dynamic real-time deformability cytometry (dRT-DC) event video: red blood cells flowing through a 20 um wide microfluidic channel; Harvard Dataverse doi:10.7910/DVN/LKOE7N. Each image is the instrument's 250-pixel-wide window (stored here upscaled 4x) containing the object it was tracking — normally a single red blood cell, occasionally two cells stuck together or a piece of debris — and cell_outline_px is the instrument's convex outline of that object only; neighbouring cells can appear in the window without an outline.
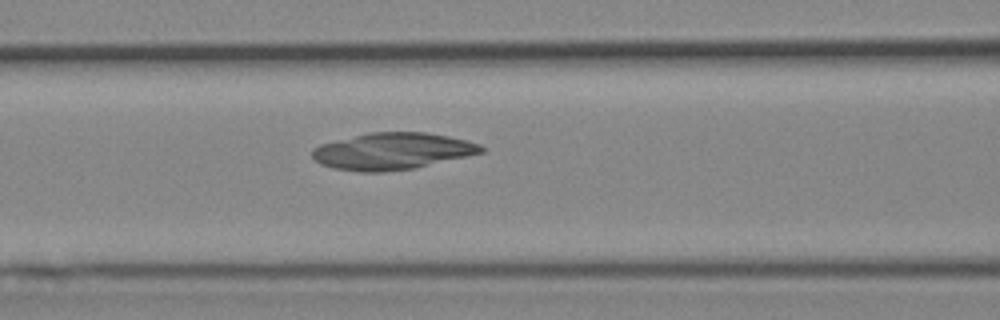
{"species": "Egyptian fruit bat (a non-hibernating species)", "species_latin": "Rousettus aegyptiacus", "temperature_condition": "cold", "stored_images_in_passage": 46, "camera_frame_rate_fps": 3000, "um_per_image_px": 0.085, "animal": {"sex": "female"}, "frame": {"image": 1, "passage_image": 22, "time_ms": 7.0, "image_size_px": [1000, 320], "cell_outline_px": [[484, 152], [468, 156], [416, 168], [384, 172], [360, 172], [332, 168], [320, 164], [312, 156], [312, 148], [320, 144], [368, 132], [424, 132], [448, 136], [468, 140], [480, 144], [484, 148]], "centroid_in_image_um": [33.35, 12.85], "position_along_channel_um": 133.2, "area_um2": 36.41}}
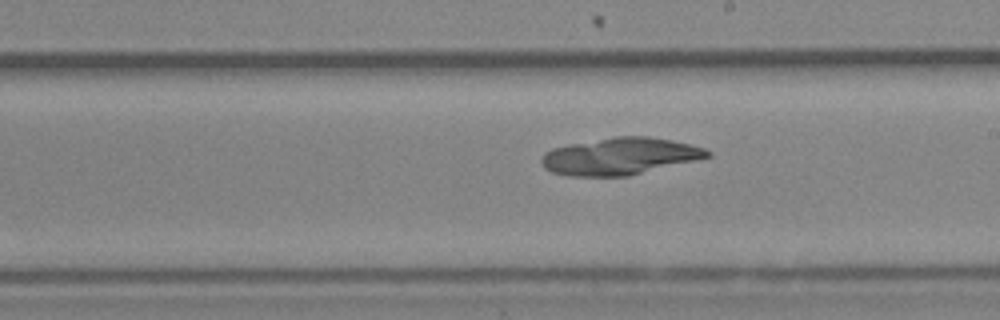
{"frame": {"image": 2, "passage_image": 30, "time_ms": 9.667, "image_size_px": [1000, 320], "cell_outline_px": [[712, 156], [696, 160], [628, 176], [568, 176], [552, 172], [544, 168], [540, 160], [544, 152], [552, 148], [568, 144], [616, 136], [648, 136], [672, 140], [704, 148], [712, 152]], "centroid_in_image_um": [52.67, 13.28], "position_along_channel_um": 236.3, "area_um2": 35.84}}
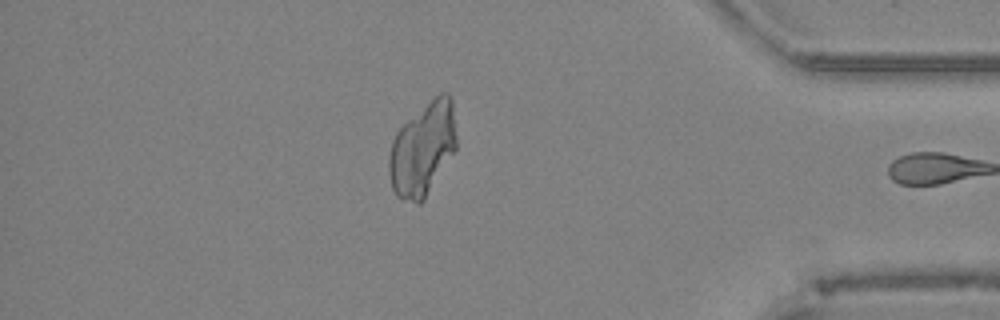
{"frame": {"image": 3, "passage_image": 45, "time_ms": 14.667, "image_size_px": [1000, 320], "cell_outline_px": [[456, 148], [424, 200], [420, 204], [416, 204], [404, 200], [396, 196], [392, 188], [388, 172], [388, 156], [392, 140], [396, 132], [408, 120], [440, 92], [448, 92], [452, 100], [456, 136]], "centroid_in_image_um": [35.91, 12.71], "position_along_channel_um": 399.3, "area_um2": 36.53}}